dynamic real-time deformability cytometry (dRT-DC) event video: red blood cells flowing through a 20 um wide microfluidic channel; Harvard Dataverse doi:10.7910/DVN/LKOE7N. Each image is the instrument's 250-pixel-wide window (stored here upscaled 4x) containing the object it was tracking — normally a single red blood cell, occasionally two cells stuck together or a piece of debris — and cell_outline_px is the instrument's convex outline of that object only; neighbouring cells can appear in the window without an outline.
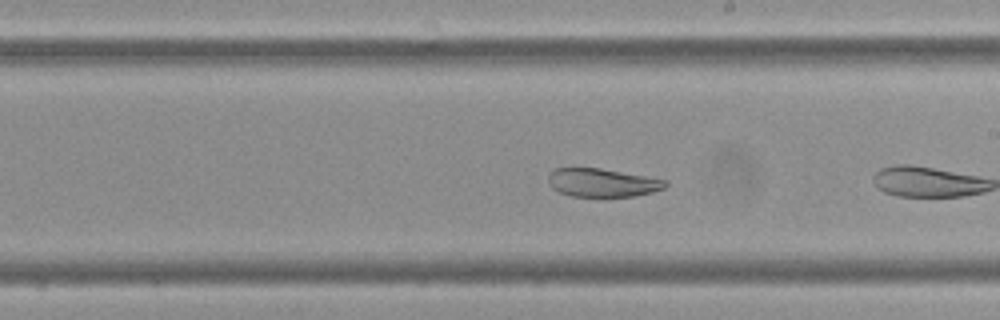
{"species": "Egyptian fruit bat (a non-hibernating species)", "species_latin": "Rousettus aegyptiacus", "temperature_condition": "cold", "stored_images_in_passage": 20, "camera_frame_rate_fps": 3000, "um_per_image_px": 0.085, "frame": {"image": 1, "passage_image": 15, "time_ms": 4.667, "image_size_px": [1000, 320], "cell_outline_px": [[668, 184], [664, 188], [652, 192], [636, 196], [568, 196], [552, 188], [548, 184], [548, 176], [556, 168], [600, 168], [668, 180]], "centroid_in_image_um": [51.2, 15.53], "position_along_channel_um": 237.8, "area_um2": 19.31}}